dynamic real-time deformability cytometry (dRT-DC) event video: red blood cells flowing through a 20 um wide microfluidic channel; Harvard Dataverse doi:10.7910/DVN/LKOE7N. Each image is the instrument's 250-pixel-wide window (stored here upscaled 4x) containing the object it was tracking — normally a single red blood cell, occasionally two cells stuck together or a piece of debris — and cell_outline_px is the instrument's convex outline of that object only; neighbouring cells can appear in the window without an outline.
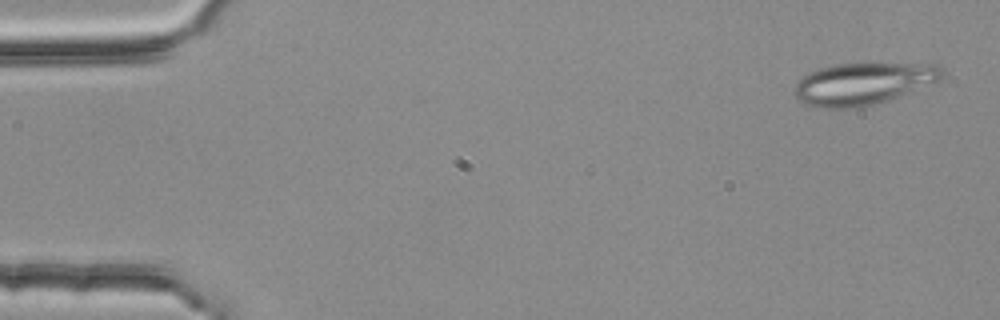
{"species": "common noctule bat (a hibernating species)", "species_latin": "Nyctalus noctula", "temperature_condition": "room temperature", "stored_images_in_passage": 3, "camera_frame_rate_fps": 3000, "um_per_image_px": 0.085, "animal": {"sex": "female", "body_mass_g": 25.1}, "frame": {"image": 1, "passage_image": 1, "time_ms": 0.0, "image_size_px": [1000, 320], "cell_outline_px": [[944, 72], [936, 80], [896, 96], [872, 104], [856, 108], [820, 108], [804, 104], [792, 92], [792, 88], [796, 80], [808, 72], [820, 68], [836, 64], [940, 64], [944, 68]], "centroid_in_image_um": [73.23, 7.1], "position_along_channel_um": 11.8, "area_um2": 35.55}}